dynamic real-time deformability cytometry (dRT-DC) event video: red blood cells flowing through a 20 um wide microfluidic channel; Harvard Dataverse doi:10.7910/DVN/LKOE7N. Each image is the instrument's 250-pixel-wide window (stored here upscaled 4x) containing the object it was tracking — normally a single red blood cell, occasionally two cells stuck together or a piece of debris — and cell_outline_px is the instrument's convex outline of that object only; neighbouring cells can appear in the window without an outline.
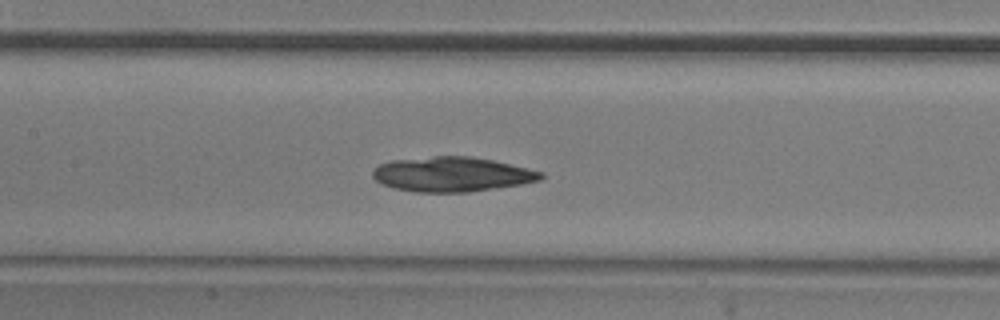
{"species": "common noctule bat (a hibernating species)", "species_latin": "Nyctalus noctula", "temperature_condition": "room temperature", "stored_images_in_passage": 35, "camera_frame_rate_fps": 3000, "um_per_image_px": 0.085, "animal": {"sex": "male", "body_mass_g": 20.5, "forearm_length_mm": 52.5}, "frame": {"image": 1, "passage_image": 15, "time_ms": 4.667, "image_size_px": [1000, 320], "cell_outline_px": [[544, 176], [540, 180], [520, 184], [468, 192], [416, 192], [392, 188], [380, 184], [372, 176], [372, 172], [380, 164], [392, 160], [432, 156], [472, 156], [492, 160], [528, 168], [544, 172]], "centroid_in_image_um": [38.39, 14.81], "position_along_channel_um": 169.0, "area_um2": 34.04}}
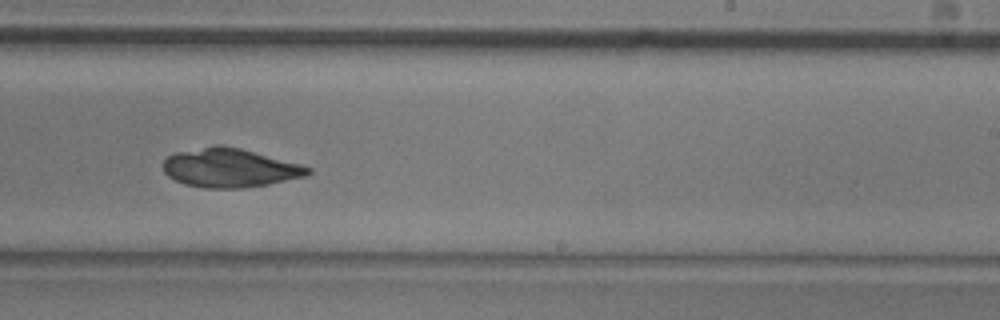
{"frame": {"image": 2, "passage_image": 23, "time_ms": 7.333, "image_size_px": [1000, 320], "cell_outline_px": [[312, 172], [308, 176], [268, 184], [244, 188], [204, 188], [184, 184], [168, 176], [164, 172], [164, 160], [168, 156], [176, 152], [216, 144], [224, 144], [240, 148], [300, 164], [312, 168]], "centroid_in_image_um": [19.54, 14.27], "position_along_channel_um": 269.5, "area_um2": 32.89}}
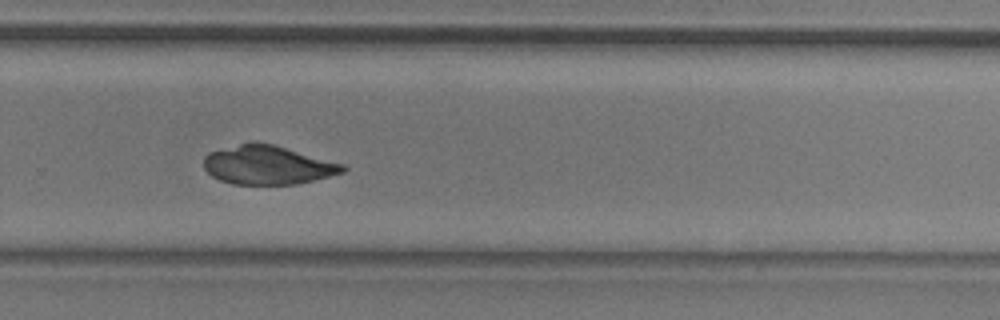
{"frame": {"image": 3, "passage_image": 26, "time_ms": 8.333, "image_size_px": [1000, 320], "cell_outline_px": [[348, 168], [344, 172], [296, 184], [232, 184], [220, 180], [212, 176], [204, 168], [204, 156], [208, 152], [248, 140], [256, 140], [272, 144], [344, 164]], "centroid_in_image_um": [22.7, 14.0], "position_along_channel_um": 307.1, "area_um2": 31.67}}